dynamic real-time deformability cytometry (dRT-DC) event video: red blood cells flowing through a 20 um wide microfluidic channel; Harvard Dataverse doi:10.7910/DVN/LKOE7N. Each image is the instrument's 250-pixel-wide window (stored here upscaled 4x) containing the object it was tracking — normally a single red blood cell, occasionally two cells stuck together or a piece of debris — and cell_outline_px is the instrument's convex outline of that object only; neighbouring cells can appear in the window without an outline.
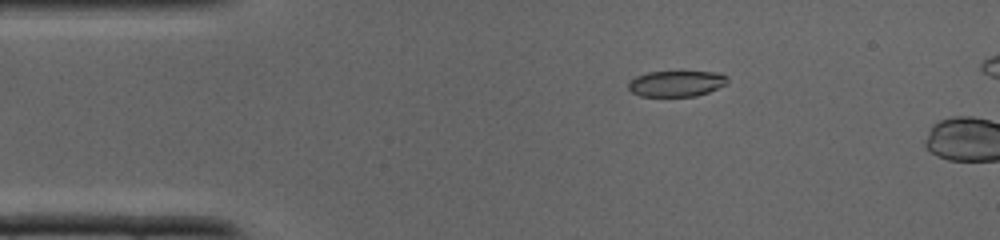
{"species": "common noctule bat (a hibernating species)", "species_latin": "Nyctalus noctula", "temperature_condition": "cold", "stored_images_in_passage": 3, "camera_frame_rate_fps": 3000, "um_per_image_px": 0.085, "animal": {"sex": "male", "body_mass_g": 19.0, "forearm_length_mm": 50.8}, "frame": {"image": 1, "passage_image": 1, "time_ms": 0.0, "image_size_px": [1000, 240], "cell_outline_px": [[728, 80], [724, 84], [708, 92], [696, 96], [640, 96], [632, 92], [628, 88], [628, 84], [636, 76], [648, 72], [712, 72], [728, 76]], "centroid_in_image_um": [57.46, 7.11], "position_along_channel_um": 27.5, "area_um2": 14.68}}